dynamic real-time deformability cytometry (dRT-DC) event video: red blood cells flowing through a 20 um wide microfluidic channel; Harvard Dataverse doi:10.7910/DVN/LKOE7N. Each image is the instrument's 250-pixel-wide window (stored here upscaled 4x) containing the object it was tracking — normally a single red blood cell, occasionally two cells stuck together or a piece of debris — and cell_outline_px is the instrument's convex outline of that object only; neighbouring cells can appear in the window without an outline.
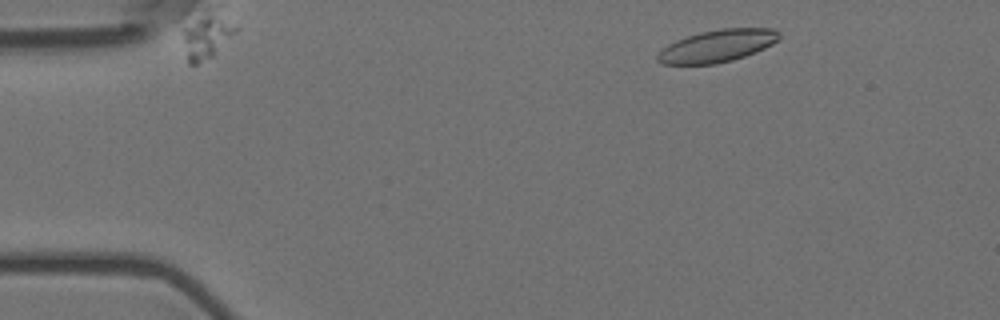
{"species": "Egyptian fruit bat (a non-hibernating species)", "species_latin": "Rousettus aegyptiacus", "temperature_condition": "room temperature", "stored_images_in_passage": 20, "segment_of_instrument_passage": [1, 2], "camera_frame_rate_fps": 3000, "um_per_image_px": 0.085, "animal": {"sex": "female"}, "frame": {"image": 1, "passage_image": 4, "time_ms": 1.0, "image_size_px": [1000, 320], "cell_outline_px": [[780, 36], [772, 44], [756, 52], [732, 60], [716, 64], [664, 64], [656, 60], [656, 56], [668, 44], [676, 40], [700, 32], [720, 28], [772, 28], [780, 32]], "centroid_in_image_um": [60.97, 3.9], "position_along_channel_um": 24.0, "area_um2": 22.77}}
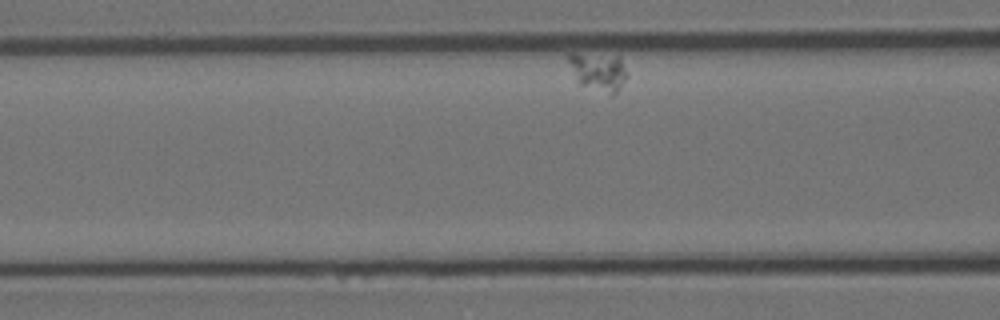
{"frame": {"image": 2, "passage_image": 11, "time_ms": 3.333, "image_size_px": [1000, 320], "cell_outline_px": [[628, 76], [620, 88], [612, 96], [580, 84], [568, 60], [568, 52], [576, 52], [620, 56], [628, 72]], "centroid_in_image_um": [50.91, 6.06], "position_along_channel_um": 115.7, "area_um2": 13.24}}
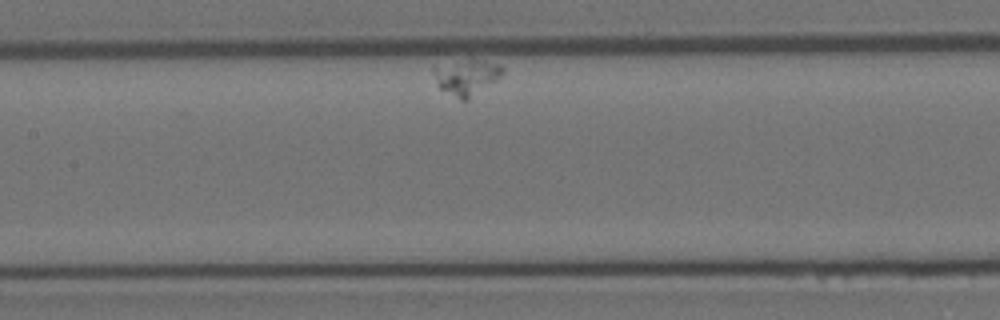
{"frame": {"image": 3, "passage_image": 18, "time_ms": 5.667, "image_size_px": [1000, 320], "cell_outline_px": [[504, 72], [500, 76], [464, 100], [460, 100], [440, 88], [436, 84], [432, 68], [432, 64], [468, 60], [480, 60], [500, 64], [504, 68]], "centroid_in_image_um": [39.57, 6.5], "position_along_channel_um": 167.8, "area_um2": 13.99}}